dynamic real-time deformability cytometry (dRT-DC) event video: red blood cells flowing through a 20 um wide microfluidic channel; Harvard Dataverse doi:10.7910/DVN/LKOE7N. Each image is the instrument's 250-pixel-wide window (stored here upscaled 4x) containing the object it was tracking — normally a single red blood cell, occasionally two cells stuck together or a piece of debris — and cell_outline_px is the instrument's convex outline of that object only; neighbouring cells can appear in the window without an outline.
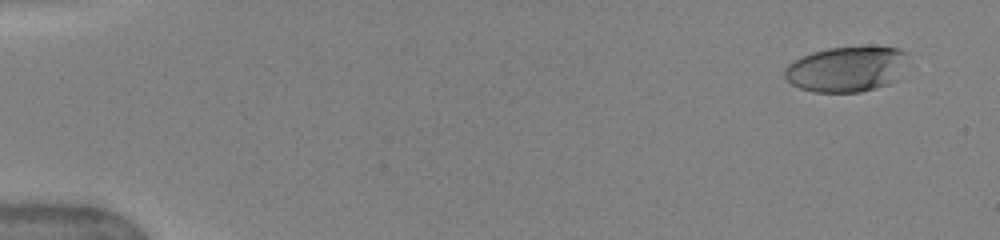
{"species": "human", "species_latin": "Homo sapiens", "temperature_condition": "warm", "stored_images_in_passage": 7, "camera_frame_rate_fps": 3000, "um_per_image_px": 0.085, "donor": {"sex": "female"}, "frame": {"image": 1, "passage_image": 1, "time_ms": 0.0, "image_size_px": [1000, 240], "cell_outline_px": [[912, 52], [900, 80], [876, 88], [860, 92], [812, 92], [800, 88], [792, 84], [784, 76], [784, 68], [792, 60], [812, 52], [828, 48], [900, 48]], "centroid_in_image_um": [72.03, 5.88], "position_along_channel_um": 13.0, "area_um2": 33.12}}